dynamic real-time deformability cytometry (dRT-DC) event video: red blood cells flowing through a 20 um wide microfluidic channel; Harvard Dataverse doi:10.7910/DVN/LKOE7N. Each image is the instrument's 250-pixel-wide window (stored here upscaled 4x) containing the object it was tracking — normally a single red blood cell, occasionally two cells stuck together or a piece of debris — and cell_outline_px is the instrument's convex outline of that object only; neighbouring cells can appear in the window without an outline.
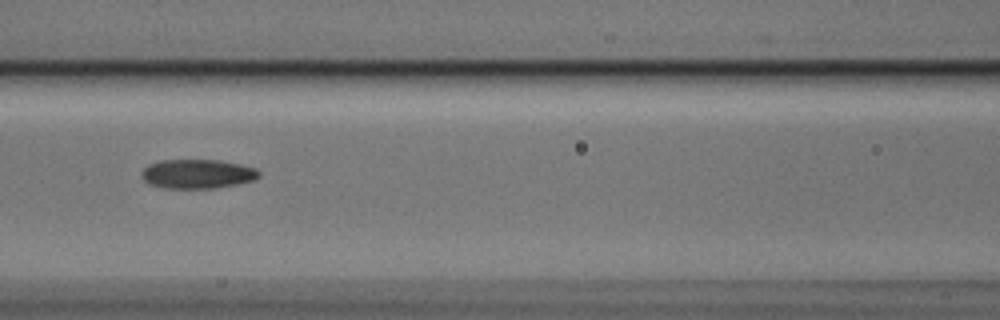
{"species": "Egyptian fruit bat (a non-hibernating species)", "species_latin": "Rousettus aegyptiacus", "temperature_condition": "cold", "stored_images_in_passage": 3, "camera_frame_rate_fps": 3000, "um_per_image_px": 0.085, "animal": {"sex": "male"}, "frame": {"image": 1, "passage_image": 3, "time_ms": 0.667, "image_size_px": [1000, 320], "cell_outline_px": [[260, 176], [256, 180], [216, 188], [164, 188], [148, 184], [140, 176], [140, 172], [148, 164], [160, 160], [220, 160], [240, 164], [256, 168], [260, 172]], "centroid_in_image_um": [16.77, 14.78], "position_along_channel_um": 149.8, "area_um2": 20.23}}